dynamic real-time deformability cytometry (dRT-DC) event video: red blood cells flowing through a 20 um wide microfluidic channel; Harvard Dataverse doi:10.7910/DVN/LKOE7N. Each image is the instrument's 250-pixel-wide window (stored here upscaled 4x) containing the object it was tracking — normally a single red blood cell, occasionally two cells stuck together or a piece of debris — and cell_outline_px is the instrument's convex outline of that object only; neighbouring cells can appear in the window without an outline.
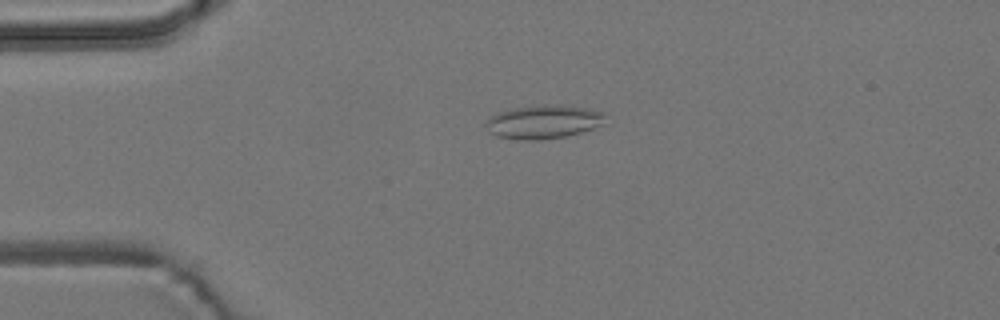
{"species": "common noctule bat (a hibernating species)", "species_latin": "Nyctalus noctula", "temperature_condition": "room temperature", "stored_images_in_passage": 1, "camera_frame_rate_fps": 3000, "um_per_image_px": 0.085, "animal": {"sex": "male", "body_mass_g": 19.2, "forearm_length_mm": 51.8}, "frame": {"image": 1, "passage_image": 1, "time_ms": 0.0, "image_size_px": [1000, 320], "cell_outline_px": [[604, 124], [568, 136], [540, 140], [532, 140], [496, 136], [484, 124], [496, 112], [512, 108], [536, 104], [544, 104], [588, 108], [604, 112]], "centroid_in_image_um": [46.2, 10.34], "position_along_channel_um": 38.8, "area_um2": 23.24}}